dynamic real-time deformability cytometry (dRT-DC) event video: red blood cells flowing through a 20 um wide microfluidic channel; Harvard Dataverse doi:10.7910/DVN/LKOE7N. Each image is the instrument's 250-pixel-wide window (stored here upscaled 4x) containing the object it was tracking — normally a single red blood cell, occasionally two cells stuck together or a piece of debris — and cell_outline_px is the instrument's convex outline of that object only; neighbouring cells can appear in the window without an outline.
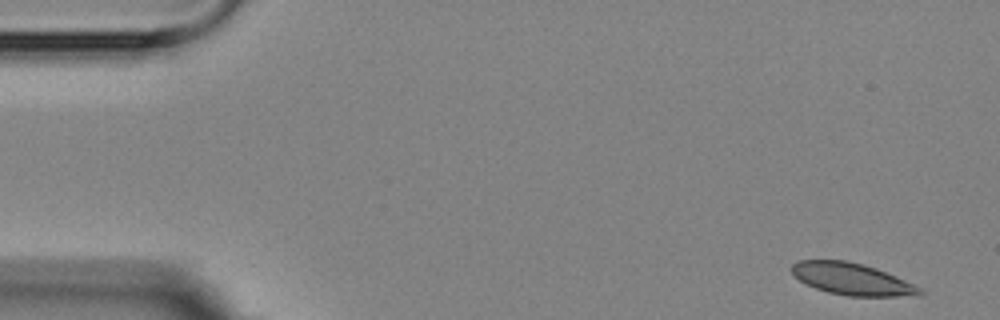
{"species": "Egyptian fruit bat (a non-hibernating species)", "species_latin": "Rousettus aegyptiacus", "temperature_condition": "room temperature", "stored_images_in_passage": 6, "camera_frame_rate_fps": 3000, "um_per_image_px": 0.085, "animal": {"sex": "female"}, "frame": {"image": 1, "passage_image": 1, "time_ms": 0.0, "image_size_px": [1000, 320], "cell_outline_px": [[924, 292], [920, 296], [848, 296], [828, 292], [816, 288], [800, 280], [792, 272], [792, 264], [800, 260], [844, 260], [864, 264], [876, 268], [904, 280], [920, 288]], "centroid_in_image_um": [72.43, 23.72], "position_along_channel_um": 12.6, "area_um2": 23.52}}
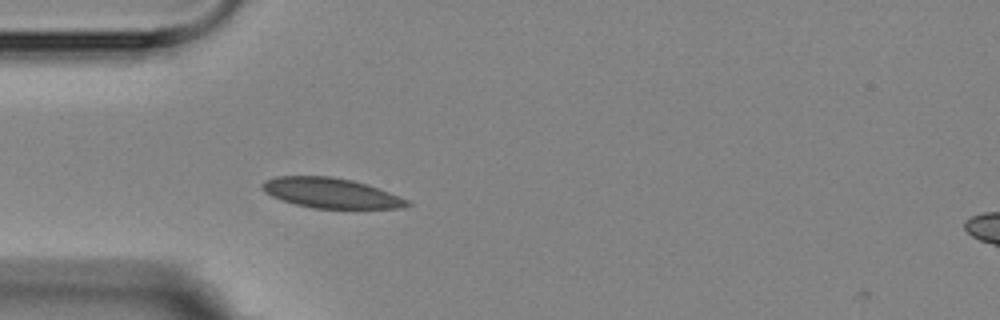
{"frame": {"image": 2, "passage_image": 5, "time_ms": 4.333, "image_size_px": [1000, 320], "cell_outline_px": [[412, 204], [404, 208], [312, 208], [280, 200], [264, 192], [260, 188], [260, 184], [264, 180], [276, 176], [332, 176], [352, 180], [368, 184], [400, 196], [408, 200]], "centroid_in_image_um": [28.1, 16.4], "position_along_channel_um": 56.9, "area_um2": 25.61}}